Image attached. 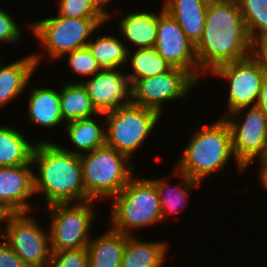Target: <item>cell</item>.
Listing matches in <instances>:
<instances>
[{
	"label": "cell",
	"instance_id": "6da1fadb",
	"mask_svg": "<svg viewBox=\"0 0 267 267\" xmlns=\"http://www.w3.org/2000/svg\"><path fill=\"white\" fill-rule=\"evenodd\" d=\"M195 53L204 75L223 64L250 56L251 40L236 0L207 6L204 30L195 45Z\"/></svg>",
	"mask_w": 267,
	"mask_h": 267
},
{
	"label": "cell",
	"instance_id": "7a4b0ae2",
	"mask_svg": "<svg viewBox=\"0 0 267 267\" xmlns=\"http://www.w3.org/2000/svg\"><path fill=\"white\" fill-rule=\"evenodd\" d=\"M32 154L34 194L45 195V206L90 200L82 178L80 155L65 151L50 140H36Z\"/></svg>",
	"mask_w": 267,
	"mask_h": 267
},
{
	"label": "cell",
	"instance_id": "3957f363",
	"mask_svg": "<svg viewBox=\"0 0 267 267\" xmlns=\"http://www.w3.org/2000/svg\"><path fill=\"white\" fill-rule=\"evenodd\" d=\"M232 152L231 130L224 117L194 129L175 170L201 182L225 169Z\"/></svg>",
	"mask_w": 267,
	"mask_h": 267
},
{
	"label": "cell",
	"instance_id": "277c9868",
	"mask_svg": "<svg viewBox=\"0 0 267 267\" xmlns=\"http://www.w3.org/2000/svg\"><path fill=\"white\" fill-rule=\"evenodd\" d=\"M107 22L109 17L65 18L57 14L55 17L50 16L27 24L36 41L40 42L39 48L46 52L33 53L37 67L44 59L42 56L46 55L52 62L71 51L87 46L92 34Z\"/></svg>",
	"mask_w": 267,
	"mask_h": 267
},
{
	"label": "cell",
	"instance_id": "5b68a950",
	"mask_svg": "<svg viewBox=\"0 0 267 267\" xmlns=\"http://www.w3.org/2000/svg\"><path fill=\"white\" fill-rule=\"evenodd\" d=\"M111 203V228L125 235L162 223L161 205L155 184L133 176Z\"/></svg>",
	"mask_w": 267,
	"mask_h": 267
},
{
	"label": "cell",
	"instance_id": "8992f818",
	"mask_svg": "<svg viewBox=\"0 0 267 267\" xmlns=\"http://www.w3.org/2000/svg\"><path fill=\"white\" fill-rule=\"evenodd\" d=\"M85 193L90 200L112 199L134 176L130 158L104 145L80 155ZM133 173V174H132Z\"/></svg>",
	"mask_w": 267,
	"mask_h": 267
},
{
	"label": "cell",
	"instance_id": "52a82bcc",
	"mask_svg": "<svg viewBox=\"0 0 267 267\" xmlns=\"http://www.w3.org/2000/svg\"><path fill=\"white\" fill-rule=\"evenodd\" d=\"M103 116L107 123L106 145L131 158L154 132L161 114L131 102L113 111H107Z\"/></svg>",
	"mask_w": 267,
	"mask_h": 267
},
{
	"label": "cell",
	"instance_id": "ba28073f",
	"mask_svg": "<svg viewBox=\"0 0 267 267\" xmlns=\"http://www.w3.org/2000/svg\"><path fill=\"white\" fill-rule=\"evenodd\" d=\"M96 201L54 203L46 206L49 213L51 252L87 247L96 218ZM95 217V218H94Z\"/></svg>",
	"mask_w": 267,
	"mask_h": 267
},
{
	"label": "cell",
	"instance_id": "9c48e42d",
	"mask_svg": "<svg viewBox=\"0 0 267 267\" xmlns=\"http://www.w3.org/2000/svg\"><path fill=\"white\" fill-rule=\"evenodd\" d=\"M224 119L231 130L236 168L242 174L256 158L260 162L267 154V114L255 105L236 110Z\"/></svg>",
	"mask_w": 267,
	"mask_h": 267
},
{
	"label": "cell",
	"instance_id": "30bf717a",
	"mask_svg": "<svg viewBox=\"0 0 267 267\" xmlns=\"http://www.w3.org/2000/svg\"><path fill=\"white\" fill-rule=\"evenodd\" d=\"M0 229V237L27 267H48L52 254L49 230H44L29 212L2 215Z\"/></svg>",
	"mask_w": 267,
	"mask_h": 267
},
{
	"label": "cell",
	"instance_id": "8fae6325",
	"mask_svg": "<svg viewBox=\"0 0 267 267\" xmlns=\"http://www.w3.org/2000/svg\"><path fill=\"white\" fill-rule=\"evenodd\" d=\"M199 83L185 70H170L137 80L131 86L132 103L163 114L165 102L188 99L192 87Z\"/></svg>",
	"mask_w": 267,
	"mask_h": 267
},
{
	"label": "cell",
	"instance_id": "7c38bea8",
	"mask_svg": "<svg viewBox=\"0 0 267 267\" xmlns=\"http://www.w3.org/2000/svg\"><path fill=\"white\" fill-rule=\"evenodd\" d=\"M210 74L228 81L229 84L226 94L228 95V109L219 117H224L244 107L255 106L266 77L251 56L223 64Z\"/></svg>",
	"mask_w": 267,
	"mask_h": 267
},
{
	"label": "cell",
	"instance_id": "4fadbf2b",
	"mask_svg": "<svg viewBox=\"0 0 267 267\" xmlns=\"http://www.w3.org/2000/svg\"><path fill=\"white\" fill-rule=\"evenodd\" d=\"M156 51L171 67L187 71L198 83L205 76L199 69L195 45L187 38L181 26L161 6L158 11Z\"/></svg>",
	"mask_w": 267,
	"mask_h": 267
},
{
	"label": "cell",
	"instance_id": "5bb4252c",
	"mask_svg": "<svg viewBox=\"0 0 267 267\" xmlns=\"http://www.w3.org/2000/svg\"><path fill=\"white\" fill-rule=\"evenodd\" d=\"M121 69H101L93 77L78 79L87 89L99 113L113 111L132 102L131 84Z\"/></svg>",
	"mask_w": 267,
	"mask_h": 267
},
{
	"label": "cell",
	"instance_id": "9a60e30c",
	"mask_svg": "<svg viewBox=\"0 0 267 267\" xmlns=\"http://www.w3.org/2000/svg\"><path fill=\"white\" fill-rule=\"evenodd\" d=\"M32 165L0 167V214L30 213L34 194Z\"/></svg>",
	"mask_w": 267,
	"mask_h": 267
},
{
	"label": "cell",
	"instance_id": "2e32d148",
	"mask_svg": "<svg viewBox=\"0 0 267 267\" xmlns=\"http://www.w3.org/2000/svg\"><path fill=\"white\" fill-rule=\"evenodd\" d=\"M27 114L30 123L54 129L65 125L61 115L60 92L48 87H30Z\"/></svg>",
	"mask_w": 267,
	"mask_h": 267
},
{
	"label": "cell",
	"instance_id": "e0dca14e",
	"mask_svg": "<svg viewBox=\"0 0 267 267\" xmlns=\"http://www.w3.org/2000/svg\"><path fill=\"white\" fill-rule=\"evenodd\" d=\"M0 63V109L5 108L11 101L24 95L27 85L37 70V65L32 54L15 60L9 64ZM2 65V67H1Z\"/></svg>",
	"mask_w": 267,
	"mask_h": 267
},
{
	"label": "cell",
	"instance_id": "ac0fdd59",
	"mask_svg": "<svg viewBox=\"0 0 267 267\" xmlns=\"http://www.w3.org/2000/svg\"><path fill=\"white\" fill-rule=\"evenodd\" d=\"M118 20V29L122 41H128L126 47L149 48L156 43L158 13L147 10L128 12ZM129 43L131 46H129ZM129 46V47H128Z\"/></svg>",
	"mask_w": 267,
	"mask_h": 267
},
{
	"label": "cell",
	"instance_id": "d6986e66",
	"mask_svg": "<svg viewBox=\"0 0 267 267\" xmlns=\"http://www.w3.org/2000/svg\"><path fill=\"white\" fill-rule=\"evenodd\" d=\"M207 6L201 0H164L163 3L164 10L177 21L194 45L202 36Z\"/></svg>",
	"mask_w": 267,
	"mask_h": 267
},
{
	"label": "cell",
	"instance_id": "ffe728a7",
	"mask_svg": "<svg viewBox=\"0 0 267 267\" xmlns=\"http://www.w3.org/2000/svg\"><path fill=\"white\" fill-rule=\"evenodd\" d=\"M179 176V177H178ZM172 177L180 178V183L175 184V186H171L166 177L149 178L154 184L158 191L161 205V214L162 220L165 221L167 219V215H175L179 214L180 211L184 210L188 203L186 199L190 197L189 193L194 189H198L201 187V182H198L195 179L189 178L185 174H182L174 169Z\"/></svg>",
	"mask_w": 267,
	"mask_h": 267
},
{
	"label": "cell",
	"instance_id": "44dd1931",
	"mask_svg": "<svg viewBox=\"0 0 267 267\" xmlns=\"http://www.w3.org/2000/svg\"><path fill=\"white\" fill-rule=\"evenodd\" d=\"M168 247L166 241H141L126 235L121 267H162Z\"/></svg>",
	"mask_w": 267,
	"mask_h": 267
},
{
	"label": "cell",
	"instance_id": "7402d4cb",
	"mask_svg": "<svg viewBox=\"0 0 267 267\" xmlns=\"http://www.w3.org/2000/svg\"><path fill=\"white\" fill-rule=\"evenodd\" d=\"M126 235L111 227L87 244L89 267H121Z\"/></svg>",
	"mask_w": 267,
	"mask_h": 267
},
{
	"label": "cell",
	"instance_id": "603a6c76",
	"mask_svg": "<svg viewBox=\"0 0 267 267\" xmlns=\"http://www.w3.org/2000/svg\"><path fill=\"white\" fill-rule=\"evenodd\" d=\"M93 118H83L65 124L69 143L77 149L75 151L62 145L65 151L81 155L106 145V128L103 126L106 123L99 125L97 119Z\"/></svg>",
	"mask_w": 267,
	"mask_h": 267
},
{
	"label": "cell",
	"instance_id": "cb8c5ba5",
	"mask_svg": "<svg viewBox=\"0 0 267 267\" xmlns=\"http://www.w3.org/2000/svg\"><path fill=\"white\" fill-rule=\"evenodd\" d=\"M37 141H29L22 131L10 125L0 126V167L32 165Z\"/></svg>",
	"mask_w": 267,
	"mask_h": 267
},
{
	"label": "cell",
	"instance_id": "d4e9b609",
	"mask_svg": "<svg viewBox=\"0 0 267 267\" xmlns=\"http://www.w3.org/2000/svg\"><path fill=\"white\" fill-rule=\"evenodd\" d=\"M60 91L61 115L63 122L69 123L75 120L101 117L104 113H99L93 106L87 89L82 82H66L62 84Z\"/></svg>",
	"mask_w": 267,
	"mask_h": 267
},
{
	"label": "cell",
	"instance_id": "484cf974",
	"mask_svg": "<svg viewBox=\"0 0 267 267\" xmlns=\"http://www.w3.org/2000/svg\"><path fill=\"white\" fill-rule=\"evenodd\" d=\"M87 47L96 58L101 69H121L127 64L128 49L126 43L117 36L103 34L91 38Z\"/></svg>",
	"mask_w": 267,
	"mask_h": 267
},
{
	"label": "cell",
	"instance_id": "4316f807",
	"mask_svg": "<svg viewBox=\"0 0 267 267\" xmlns=\"http://www.w3.org/2000/svg\"><path fill=\"white\" fill-rule=\"evenodd\" d=\"M128 50L127 66H131L130 73H126L131 86L139 79L148 78L162 74L172 67L156 51L155 47L140 48L133 51Z\"/></svg>",
	"mask_w": 267,
	"mask_h": 267
},
{
	"label": "cell",
	"instance_id": "83f0119b",
	"mask_svg": "<svg viewBox=\"0 0 267 267\" xmlns=\"http://www.w3.org/2000/svg\"><path fill=\"white\" fill-rule=\"evenodd\" d=\"M250 40L267 37V0H236Z\"/></svg>",
	"mask_w": 267,
	"mask_h": 267
},
{
	"label": "cell",
	"instance_id": "f1b7e54d",
	"mask_svg": "<svg viewBox=\"0 0 267 267\" xmlns=\"http://www.w3.org/2000/svg\"><path fill=\"white\" fill-rule=\"evenodd\" d=\"M57 1V14L65 18L109 17L110 21L115 13L107 11L98 0Z\"/></svg>",
	"mask_w": 267,
	"mask_h": 267
},
{
	"label": "cell",
	"instance_id": "f546056e",
	"mask_svg": "<svg viewBox=\"0 0 267 267\" xmlns=\"http://www.w3.org/2000/svg\"><path fill=\"white\" fill-rule=\"evenodd\" d=\"M65 56L68 57L67 66H69L73 74H78V76L82 75L83 77L85 76L90 78L101 70L96 58L87 46L65 54L64 58Z\"/></svg>",
	"mask_w": 267,
	"mask_h": 267
},
{
	"label": "cell",
	"instance_id": "4dcf8cb0",
	"mask_svg": "<svg viewBox=\"0 0 267 267\" xmlns=\"http://www.w3.org/2000/svg\"><path fill=\"white\" fill-rule=\"evenodd\" d=\"M48 267H89L87 247L54 251Z\"/></svg>",
	"mask_w": 267,
	"mask_h": 267
},
{
	"label": "cell",
	"instance_id": "1f68e13d",
	"mask_svg": "<svg viewBox=\"0 0 267 267\" xmlns=\"http://www.w3.org/2000/svg\"><path fill=\"white\" fill-rule=\"evenodd\" d=\"M11 15L0 7V43L2 42V44H17L21 40V29Z\"/></svg>",
	"mask_w": 267,
	"mask_h": 267
},
{
	"label": "cell",
	"instance_id": "d6a6232c",
	"mask_svg": "<svg viewBox=\"0 0 267 267\" xmlns=\"http://www.w3.org/2000/svg\"><path fill=\"white\" fill-rule=\"evenodd\" d=\"M250 56L258 63L259 68L267 77V37L251 40Z\"/></svg>",
	"mask_w": 267,
	"mask_h": 267
},
{
	"label": "cell",
	"instance_id": "836d02e7",
	"mask_svg": "<svg viewBox=\"0 0 267 267\" xmlns=\"http://www.w3.org/2000/svg\"><path fill=\"white\" fill-rule=\"evenodd\" d=\"M0 267H27L23 260L0 237Z\"/></svg>",
	"mask_w": 267,
	"mask_h": 267
},
{
	"label": "cell",
	"instance_id": "e575fe53",
	"mask_svg": "<svg viewBox=\"0 0 267 267\" xmlns=\"http://www.w3.org/2000/svg\"><path fill=\"white\" fill-rule=\"evenodd\" d=\"M256 105H258L267 114V77H265L263 81Z\"/></svg>",
	"mask_w": 267,
	"mask_h": 267
},
{
	"label": "cell",
	"instance_id": "d590c367",
	"mask_svg": "<svg viewBox=\"0 0 267 267\" xmlns=\"http://www.w3.org/2000/svg\"><path fill=\"white\" fill-rule=\"evenodd\" d=\"M259 182L261 187L267 192V168H259Z\"/></svg>",
	"mask_w": 267,
	"mask_h": 267
},
{
	"label": "cell",
	"instance_id": "8d00e7d4",
	"mask_svg": "<svg viewBox=\"0 0 267 267\" xmlns=\"http://www.w3.org/2000/svg\"><path fill=\"white\" fill-rule=\"evenodd\" d=\"M201 1L207 5H211V4L222 3V2H225L227 0H201Z\"/></svg>",
	"mask_w": 267,
	"mask_h": 267
},
{
	"label": "cell",
	"instance_id": "74e56055",
	"mask_svg": "<svg viewBox=\"0 0 267 267\" xmlns=\"http://www.w3.org/2000/svg\"><path fill=\"white\" fill-rule=\"evenodd\" d=\"M98 1L102 4V6H103L106 10H108V9H107V6L110 5V3H111L113 0H98Z\"/></svg>",
	"mask_w": 267,
	"mask_h": 267
},
{
	"label": "cell",
	"instance_id": "f35d334b",
	"mask_svg": "<svg viewBox=\"0 0 267 267\" xmlns=\"http://www.w3.org/2000/svg\"><path fill=\"white\" fill-rule=\"evenodd\" d=\"M258 165L260 166L259 168H267V156H265L262 161L258 162Z\"/></svg>",
	"mask_w": 267,
	"mask_h": 267
}]
</instances>
